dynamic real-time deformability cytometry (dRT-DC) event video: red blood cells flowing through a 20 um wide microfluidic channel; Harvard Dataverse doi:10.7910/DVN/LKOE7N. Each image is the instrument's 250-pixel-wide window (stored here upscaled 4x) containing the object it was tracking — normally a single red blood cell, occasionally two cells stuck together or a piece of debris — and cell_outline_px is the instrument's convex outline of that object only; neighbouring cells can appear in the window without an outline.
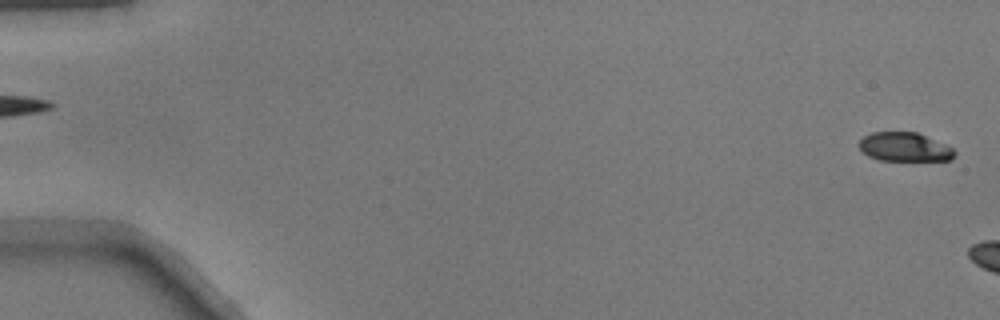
{"species": "common noctule bat (a hibernating species)", "species_latin": "Nyctalus noctula", "temperature_condition": "warm", "stored_images_in_passage": 8, "camera_frame_rate_fps": 3000, "um_per_image_px": 0.085, "animal": {"sex": "male", "body_mass_g": 17.9}, "frame": {"image": 1, "passage_image": 2, "time_ms": 0.333, "image_size_px": [1000, 320], "cell_outline_px": [[956, 152], [952, 160], [880, 160], [868, 156], [856, 144], [864, 136], [872, 132], [916, 132], [944, 144], [952, 148]], "centroid_in_image_um": [76.86, 12.49], "position_along_channel_um": 8.1, "area_um2": 15.95}}